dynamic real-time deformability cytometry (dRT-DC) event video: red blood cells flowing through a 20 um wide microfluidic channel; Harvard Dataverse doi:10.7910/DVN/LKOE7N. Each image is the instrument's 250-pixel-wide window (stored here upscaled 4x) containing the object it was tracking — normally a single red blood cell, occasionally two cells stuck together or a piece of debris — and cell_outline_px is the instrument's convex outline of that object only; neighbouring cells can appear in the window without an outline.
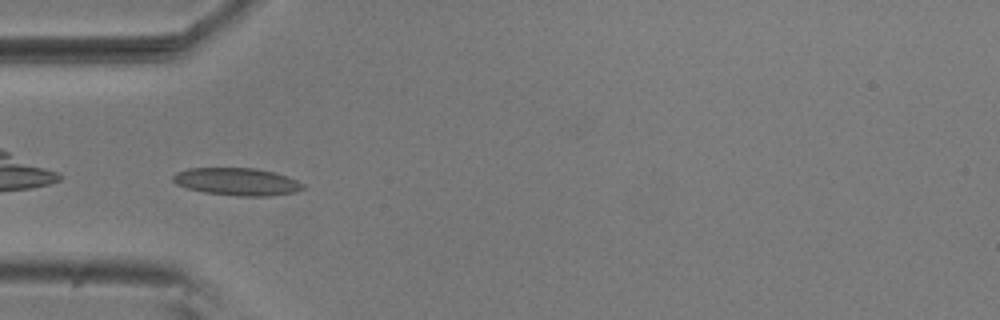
{"species": "common noctule bat (a hibernating species)", "species_latin": "Nyctalus noctula", "temperature_condition": "room temperature", "stored_images_in_passage": 40, "camera_frame_rate_fps": 3000, "um_per_image_px": 0.085, "animal": {"sex": "male", "body_mass_g": 20.5, "forearm_length_mm": 52.5}, "frame": {"image": 1, "passage_image": 2, "time_ms": 0.333, "image_size_px": [1000, 320], "cell_outline_px": [[308, 188], [296, 192], [272, 196], [236, 196], [204, 192], [188, 188], [176, 184], [172, 180], [172, 176], [176, 172], [188, 168], [256, 168], [288, 176], [304, 184]], "centroid_in_image_um": [20.18, 15.45], "position_along_channel_um": 64.8, "area_um2": 21.04}}
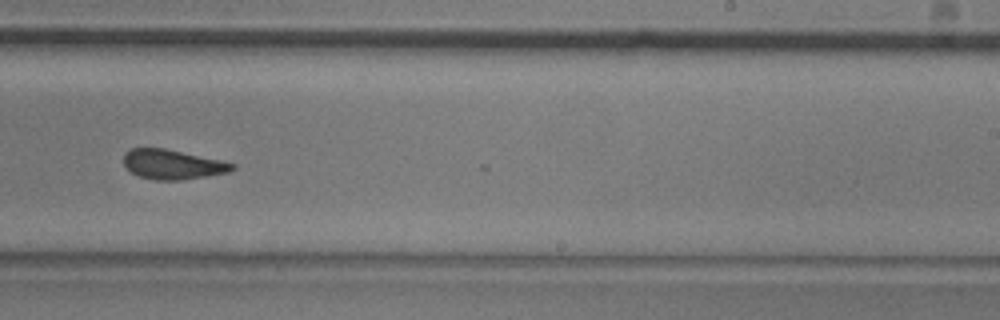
{"frame": {"image": 2, "passage_image": 19, "time_ms": 6.0, "image_size_px": [1000, 320], "cell_outline_px": [[236, 168], [228, 172], [184, 180], [156, 180], [140, 176], [132, 172], [124, 164], [124, 156], [132, 148], [164, 148], [220, 160], [236, 164]], "centroid_in_image_um": [14.7, 13.98], "position_along_channel_um": 274.3, "area_um2": 18.5}}
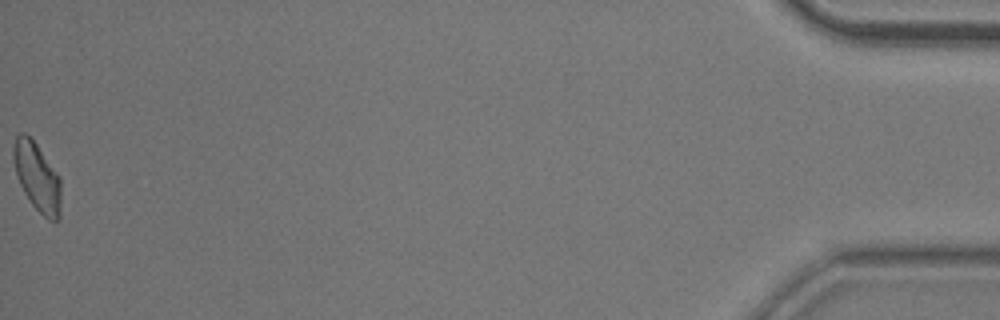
{"frame": {"image": 3, "passage_image": 40, "time_ms": 13.0, "image_size_px": [1000, 320], "cell_outline_px": [[60, 220], [48, 220], [32, 204], [24, 192], [20, 184], [16, 172], [12, 156], [12, 148], [16, 136], [20, 132], [24, 132], [36, 144], [60, 176]], "centroid_in_image_um": [3.15, 15.03], "position_along_channel_um": 432.0, "area_um2": 18.84}, "authors_computed_cell_mechanics": {"area_um2": 19.3341, "velocity_mm_per_s": 3.6988, "shape_relaxation_time_tau1_ms": 6.7895, "shape_relaxation_time_tau2_ms": 1.7466, "deformation_change_tau1": 0.1517, "deformation_change_tau2": 0.1007}}